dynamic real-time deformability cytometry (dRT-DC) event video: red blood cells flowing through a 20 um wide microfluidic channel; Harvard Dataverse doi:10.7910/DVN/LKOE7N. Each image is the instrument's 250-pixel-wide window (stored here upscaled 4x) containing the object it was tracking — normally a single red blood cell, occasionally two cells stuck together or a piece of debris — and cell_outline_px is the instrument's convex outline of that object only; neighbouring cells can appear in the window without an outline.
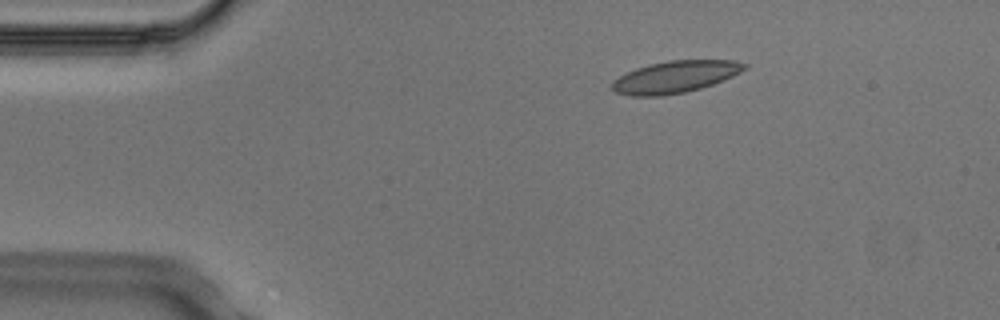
{"species": "Egyptian fruit bat (a non-hibernating species)", "species_latin": "Rousettus aegyptiacus", "temperature_condition": "cold", "stored_images_in_passage": 8, "camera_frame_rate_fps": 3000, "um_per_image_px": 0.085, "animal": {"sex": "male"}, "frame": {"image": 1, "passage_image": 2, "time_ms": 0.333, "image_size_px": [1000, 320], "cell_outline_px": [[748, 68], [724, 80], [700, 88], [684, 92], [664, 96], [628, 96], [616, 92], [612, 88], [612, 80], [636, 68], [648, 64], [668, 60], [736, 60], [748, 64]], "centroid_in_image_um": [57.4, 6.53], "position_along_channel_um": 27.6, "area_um2": 24.74}}
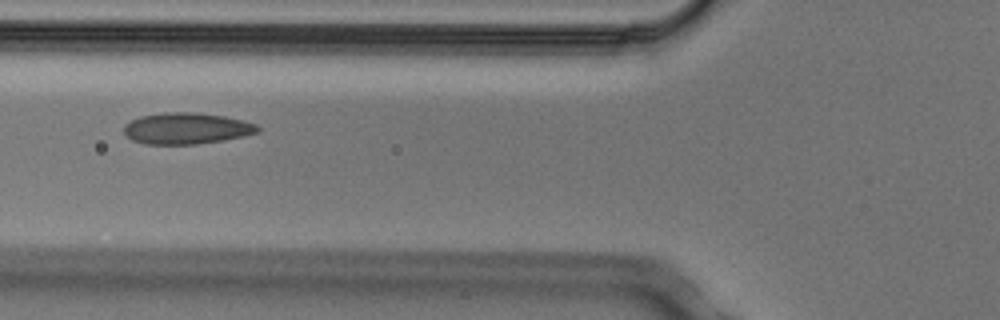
{"frame": {"image": 2, "passage_image": 5, "time_ms": 1.333, "image_size_px": [1000, 320], "cell_outline_px": [[260, 132], [244, 136], [224, 140], [196, 144], [144, 144], [132, 140], [124, 132], [124, 124], [140, 116], [164, 112], [192, 112], [224, 116], [256, 124], [260, 128]], "centroid_in_image_um": [15.85, 10.92], "position_along_channel_um": 110.0, "area_um2": 24.39}}
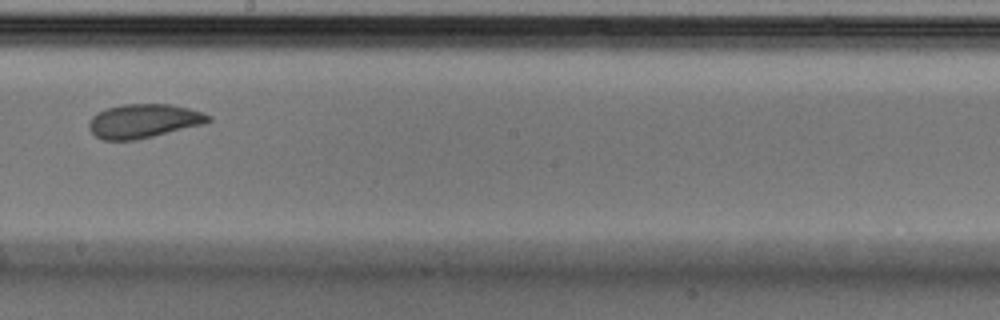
{"frame": {"image": 3, "passage_image": 8, "time_ms": 2.333, "image_size_px": [1000, 320], "cell_outline_px": [[212, 120], [204, 124], [136, 140], [104, 140], [96, 136], [88, 128], [88, 120], [96, 112], [104, 108], [120, 104], [172, 104], [204, 112], [212, 116]], "centroid_in_image_um": [12.19, 10.27], "position_along_channel_um": 236.0, "area_um2": 23.93}}